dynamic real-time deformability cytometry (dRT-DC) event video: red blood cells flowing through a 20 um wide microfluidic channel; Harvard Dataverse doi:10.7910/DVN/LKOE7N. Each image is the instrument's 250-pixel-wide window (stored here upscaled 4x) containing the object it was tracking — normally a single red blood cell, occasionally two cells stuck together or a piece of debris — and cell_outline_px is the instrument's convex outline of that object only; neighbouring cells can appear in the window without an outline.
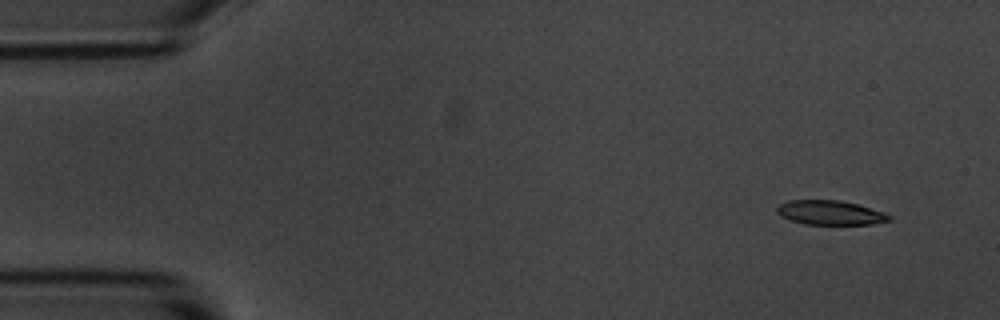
{"species": "common noctule bat (a hibernating species)", "species_latin": "Nyctalus noctula", "temperature_condition": "room temperature", "stored_images_in_passage": 5, "camera_frame_rate_fps": 3000, "um_per_image_px": 0.085, "animal": {"sex": "male", "body_mass_g": 20.1, "forearm_length_mm": 53.5}, "frame": {"image": 1, "passage_image": 1, "time_ms": 0.0, "image_size_px": [1000, 320], "cell_outline_px": [[892, 220], [872, 224], [804, 224], [780, 216], [776, 212], [776, 208], [780, 204], [788, 200], [840, 200], [856, 204], [884, 212], [892, 216]], "centroid_in_image_um": [70.57, 18.07], "position_along_channel_um": 14.4, "area_um2": 15.9}}
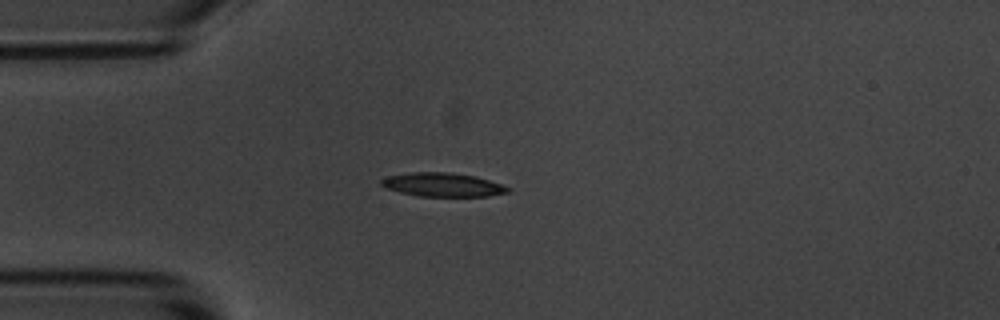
{"frame": {"image": 2, "passage_image": 4, "time_ms": 3.333, "image_size_px": [1000, 320], "cell_outline_px": [[512, 188], [508, 192], [488, 196], [420, 196], [400, 192], [384, 188], [380, 184], [380, 180], [388, 176], [412, 172], [448, 172], [476, 176]], "centroid_in_image_um": [37.6, 15.7], "position_along_channel_um": 47.4, "area_um2": 17.46}}